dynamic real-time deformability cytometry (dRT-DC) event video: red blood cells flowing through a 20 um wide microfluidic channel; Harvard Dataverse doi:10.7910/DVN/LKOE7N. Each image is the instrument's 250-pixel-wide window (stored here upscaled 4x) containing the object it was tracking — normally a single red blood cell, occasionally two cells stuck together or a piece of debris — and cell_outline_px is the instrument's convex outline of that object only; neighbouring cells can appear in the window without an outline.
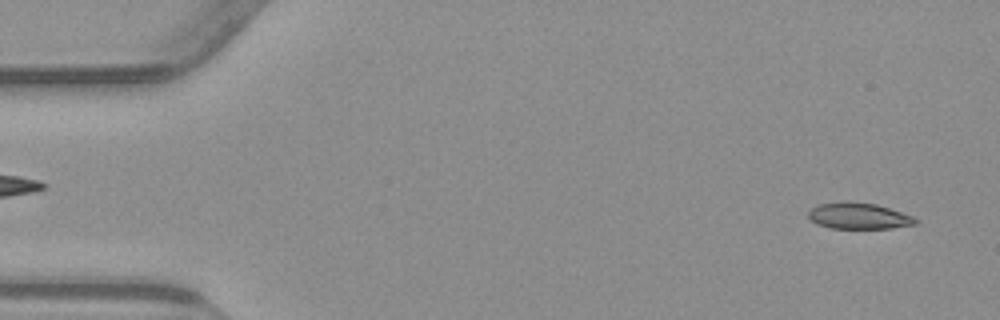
{"species": "common noctule bat (a hibernating species)", "species_latin": "Nyctalus noctula", "temperature_condition": "warm", "stored_images_in_passage": 53, "camera_frame_rate_fps": 3000, "um_per_image_px": 0.085, "animal": {"sex": "male", "body_mass_g": 23.1, "forearm_length_mm": 52.7}, "frame": {"image": 1, "passage_image": 2, "time_ms": 0.333, "image_size_px": [1000, 320], "cell_outline_px": [[920, 220], [916, 224], [892, 228], [832, 228], [816, 224], [808, 216], [808, 212], [812, 208], [820, 204], [848, 200], [876, 204], [912, 216]], "centroid_in_image_um": [72.99, 18.35], "position_along_channel_um": 12.0, "area_um2": 16.36}}
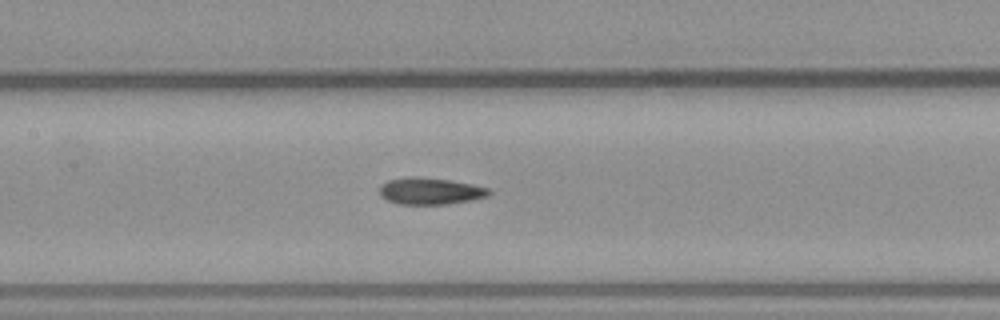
{"frame": {"image": 2, "passage_image": 24, "time_ms": 7.667, "image_size_px": [1000, 320], "cell_outline_px": [[492, 192], [488, 196], [472, 200], [448, 204], [400, 204], [388, 200], [380, 196], [380, 184], [388, 180], [408, 176], [416, 176], [448, 180], [472, 184], [488, 188]], "centroid_in_image_um": [36.56, 16.24], "position_along_channel_um": 170.8, "area_um2": 17.11}}
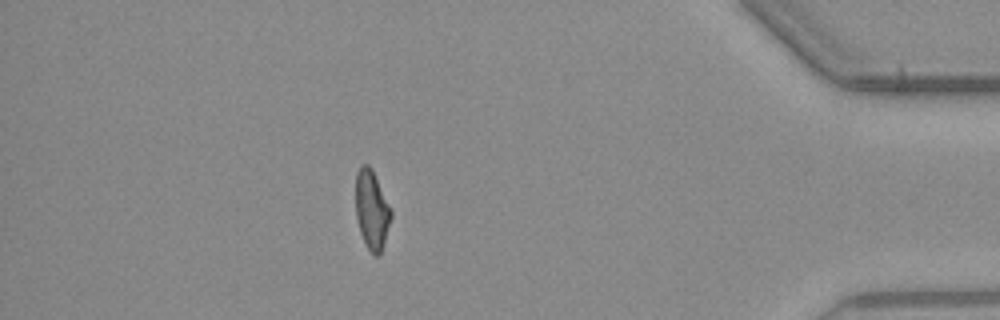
{"frame": {"image": 3, "passage_image": 46, "time_ms": 15.0, "image_size_px": [1000, 320], "cell_outline_px": [[392, 216], [380, 256], [376, 256], [368, 248], [360, 232], [356, 216], [356, 172], [360, 164], [368, 164], [372, 168], [392, 208]], "centroid_in_image_um": [31.61, 17.78], "position_along_channel_um": 403.6, "area_um2": 16.47}, "authors_computed_cell_mechanics": {"area_um2": 16.8776, "velocity_mm_per_s": 3.8467, "shape_relaxation_time_tau1_ms": null, "shape_relaxation_time_tau2_ms": 3.65, "deformation_change_tau1": null, "deformation_change_tau2": 0.0846}}